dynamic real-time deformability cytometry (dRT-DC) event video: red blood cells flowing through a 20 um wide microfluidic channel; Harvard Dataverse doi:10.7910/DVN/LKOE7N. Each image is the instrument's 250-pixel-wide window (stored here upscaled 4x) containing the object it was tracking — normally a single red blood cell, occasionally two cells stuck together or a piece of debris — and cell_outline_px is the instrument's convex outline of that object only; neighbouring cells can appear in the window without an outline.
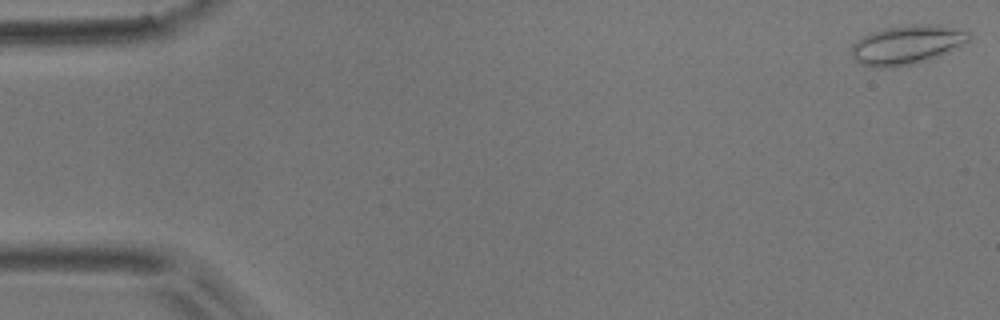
{"species": "common noctule bat (a hibernating species)", "species_latin": "Nyctalus noctula", "temperature_condition": "room temperature", "stored_images_in_passage": 5, "camera_frame_rate_fps": 3000, "um_per_image_px": 0.085, "animal": {"sex": "male", "body_mass_g": 17.9}, "frame": {"image": 1, "passage_image": 1, "time_ms": 0.0, "image_size_px": [1000, 320], "cell_outline_px": [[972, 36], [968, 40], [948, 52], [932, 60], [892, 68], [872, 68], [860, 64], [852, 56], [852, 44], [856, 40], [868, 32], [888, 28], [912, 24], [940, 24], [968, 32]], "centroid_in_image_um": [77.05, 3.82], "position_along_channel_um": 7.9, "area_um2": 27.05}}